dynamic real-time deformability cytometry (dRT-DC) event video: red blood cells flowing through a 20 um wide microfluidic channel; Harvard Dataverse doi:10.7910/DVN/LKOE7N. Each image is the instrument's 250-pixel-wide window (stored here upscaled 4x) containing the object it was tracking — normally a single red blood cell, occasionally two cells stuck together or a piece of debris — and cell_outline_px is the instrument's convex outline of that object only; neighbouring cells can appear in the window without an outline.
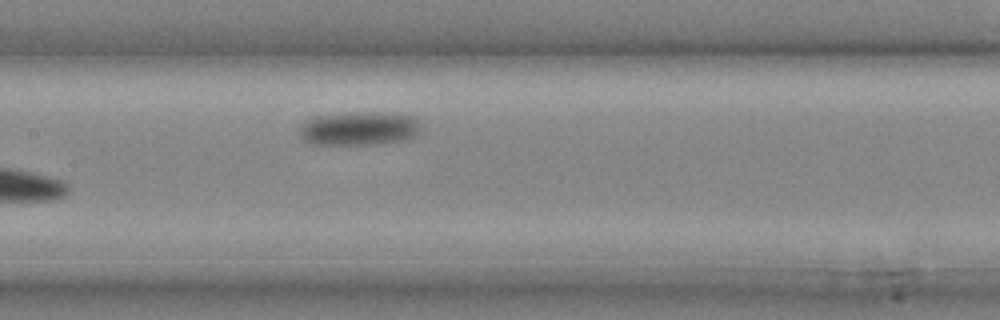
{"species": "common noctule bat (a hibernating species)", "species_latin": "Nyctalus noctula", "temperature_condition": "cold", "stored_images_in_passage": 12, "camera_frame_rate_fps": 3000, "um_per_image_px": 0.085, "animal": {"sex": "male", "body_mass_g": 20.4}, "frame": {"image": 1, "passage_image": 12, "time_ms": 3.667, "image_size_px": [1000, 320], "cell_outline_px": [[420, 132], [416, 136], [404, 140], [372, 144], [312, 144], [304, 140], [300, 136], [300, 124], [316, 116], [352, 112], [400, 112], [416, 116], [420, 120]], "centroid_in_image_um": [30.61, 10.89], "position_along_channel_um": 176.8, "area_um2": 24.33}}